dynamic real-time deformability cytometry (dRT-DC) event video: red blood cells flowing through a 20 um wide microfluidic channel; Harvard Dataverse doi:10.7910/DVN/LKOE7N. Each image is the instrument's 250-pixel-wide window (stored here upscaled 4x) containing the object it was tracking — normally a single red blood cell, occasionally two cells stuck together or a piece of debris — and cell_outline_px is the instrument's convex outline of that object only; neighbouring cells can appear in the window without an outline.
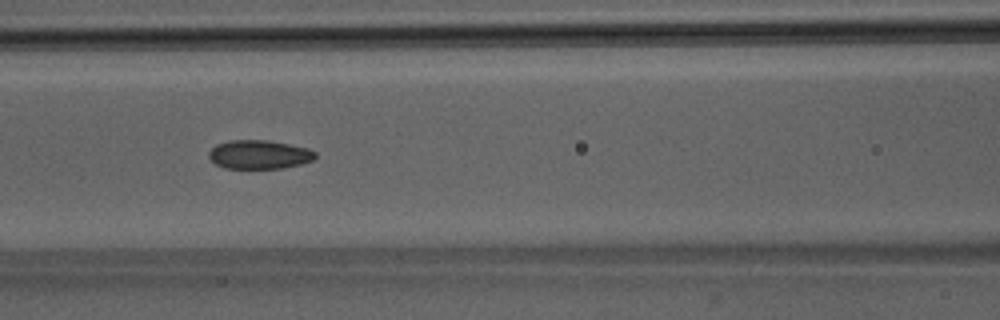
{"species": "Egyptian fruit bat (a non-hibernating species)", "species_latin": "Rousettus aegyptiacus", "temperature_condition": "room temperature", "stored_images_in_passage": 44, "camera_frame_rate_fps": 3000, "um_per_image_px": 0.085, "animal": {"sex": "male"}, "frame": {"image": 1, "passage_image": 16, "time_ms": 5.0, "image_size_px": [1000, 320], "cell_outline_px": [[316, 156], [312, 160], [300, 164], [280, 168], [224, 168], [216, 164], [208, 156], [208, 152], [216, 144], [228, 140], [268, 140], [308, 148], [316, 152]], "centroid_in_image_um": [22.01, 13.12], "position_along_channel_um": 144.6, "area_um2": 17.8}}
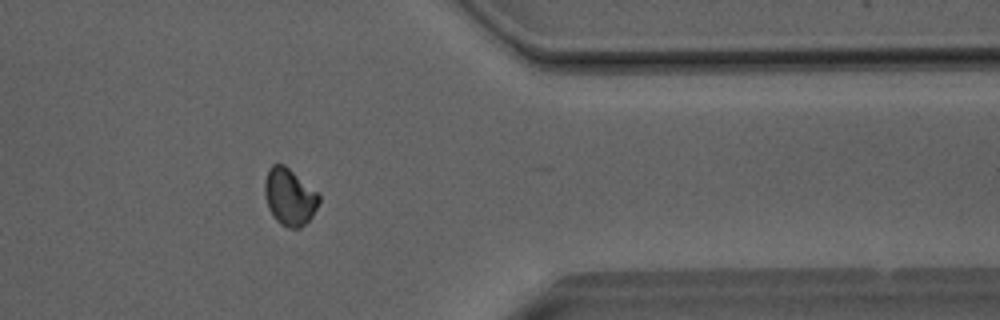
{"frame": {"image": 2, "passage_image": 35, "time_ms": 11.333, "image_size_px": [1000, 320], "cell_outline_px": [[320, 200], [312, 216], [300, 228], [288, 228], [280, 224], [272, 216], [268, 208], [264, 196], [264, 180], [268, 168], [272, 164], [284, 164], [316, 192], [320, 196]], "centroid_in_image_um": [24.56, 16.74], "position_along_channel_um": 386.8, "area_um2": 17.98}}
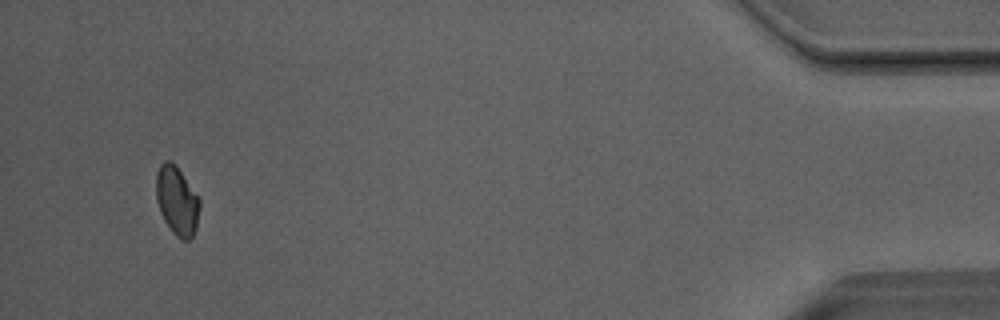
{"frame": {"image": 3, "passage_image": 42, "time_ms": 13.667, "image_size_px": [1000, 320], "cell_outline_px": [[200, 208], [196, 228], [192, 236], [188, 240], [180, 240], [172, 232], [164, 220], [160, 212], [156, 200], [156, 172], [160, 164], [164, 160], [168, 160], [180, 172], [200, 200]], "centroid_in_image_um": [15.02, 17.1], "position_along_channel_um": 420.2, "area_um2": 17.22}, "authors_computed_cell_mechanics": {"area_um2": 17.9758, "velocity_mm_per_s": 4.057, "shape_relaxation_time_tau1_ms": 10.1309, "shape_relaxation_time_tau2_ms": 2.0997, "deformation_change_tau1": 0.1283, "deformation_change_tau2": 0.0537}}